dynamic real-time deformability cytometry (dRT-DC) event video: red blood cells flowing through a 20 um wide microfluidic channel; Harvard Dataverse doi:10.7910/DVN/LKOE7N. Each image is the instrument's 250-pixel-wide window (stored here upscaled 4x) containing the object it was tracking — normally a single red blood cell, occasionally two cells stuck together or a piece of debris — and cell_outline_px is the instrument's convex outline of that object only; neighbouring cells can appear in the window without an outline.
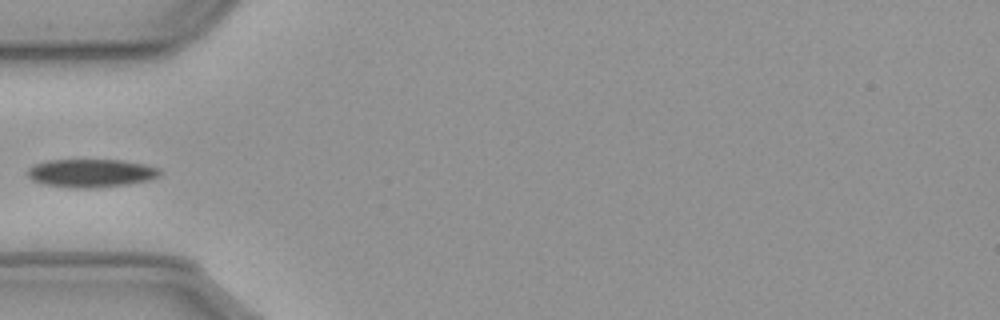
{"species": "common noctule bat (a hibernating species)", "species_latin": "Nyctalus noctula", "temperature_condition": "cold", "stored_images_in_passage": 18, "camera_frame_rate_fps": 3000, "um_per_image_px": 0.085, "animal": {"sex": "male", "body_mass_g": 23.1, "forearm_length_mm": 52.7}, "frame": {"image": 1, "passage_image": 1, "time_ms": 0.0, "image_size_px": [1000, 320], "cell_outline_px": [[160, 176], [148, 180], [128, 184], [96, 188], [72, 188], [44, 184], [32, 180], [28, 176], [28, 168], [36, 164], [52, 160], [120, 160], [144, 164], [160, 168]], "centroid_in_image_um": [7.76, 14.72], "position_along_channel_um": 77.2, "area_um2": 21.68}}
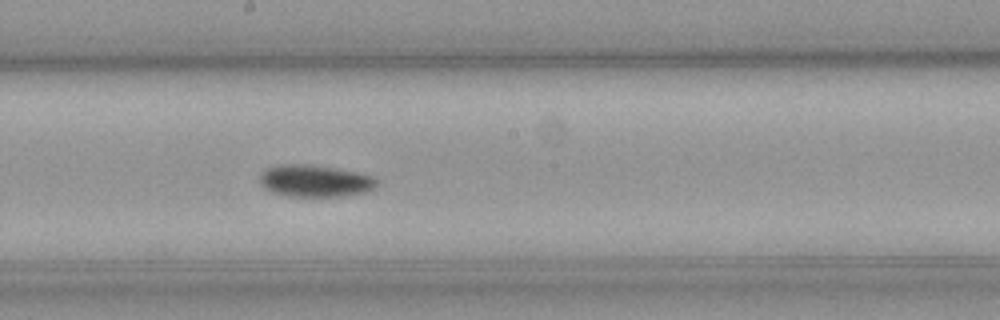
{"frame": {"image": 2, "passage_image": 13, "time_ms": 4.0, "image_size_px": [1000, 320], "cell_outline_px": [[380, 184], [376, 188], [368, 192], [344, 196], [288, 196], [272, 192], [264, 188], [260, 184], [260, 172], [268, 168], [284, 164], [296, 164], [332, 168], [372, 176]], "centroid_in_image_um": [26.78, 15.4], "position_along_channel_um": 221.4, "area_um2": 21.56}}
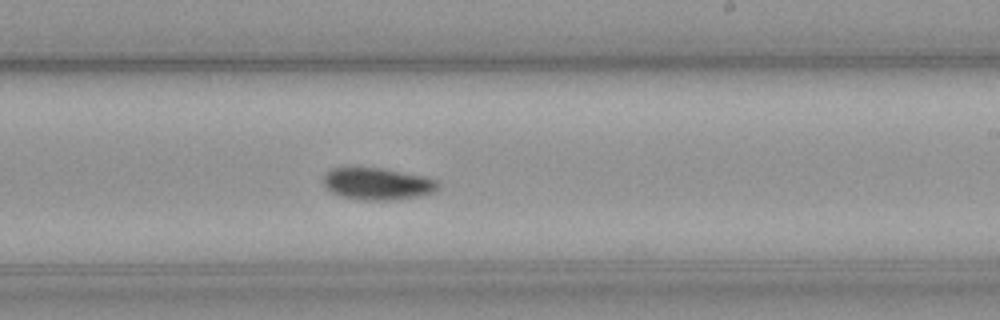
{"frame": {"image": 3, "passage_image": 16, "time_ms": 5.0, "image_size_px": [1000, 320], "cell_outline_px": [[440, 188], [436, 192], [420, 196], [392, 200], [364, 200], [336, 196], [324, 188], [324, 176], [332, 168], [380, 168], [428, 176], [436, 180], [440, 184]], "centroid_in_image_um": [32.12, 15.64], "position_along_channel_um": 256.9, "area_um2": 21.73}}